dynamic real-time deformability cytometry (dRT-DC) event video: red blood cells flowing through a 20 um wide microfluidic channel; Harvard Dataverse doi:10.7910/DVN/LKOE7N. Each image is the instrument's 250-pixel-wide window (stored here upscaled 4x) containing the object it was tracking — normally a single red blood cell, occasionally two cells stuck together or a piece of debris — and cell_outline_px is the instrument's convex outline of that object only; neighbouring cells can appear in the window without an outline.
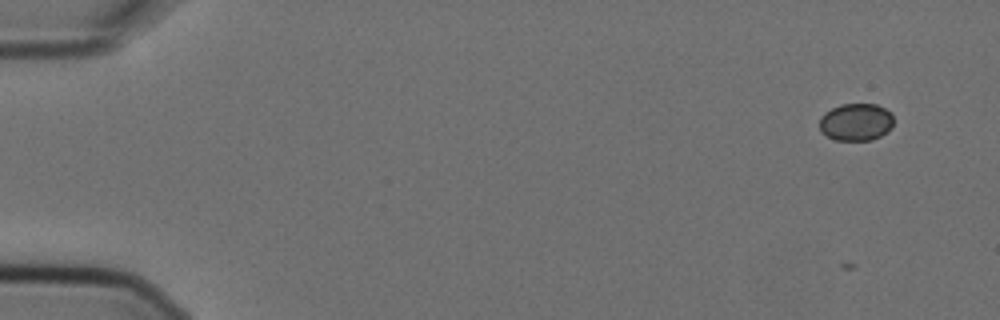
{"species": "Egyptian fruit bat (a non-hibernating species)", "species_latin": "Rousettus aegyptiacus", "temperature_condition": "cold", "stored_images_in_passage": 5, "camera_frame_rate_fps": 3000, "um_per_image_px": 0.085, "animal": {"sex": "female"}, "frame": {"image": 1, "passage_image": 2, "time_ms": 0.333, "image_size_px": [1000, 320], "cell_outline_px": [[892, 128], [888, 132], [872, 140], [836, 140], [820, 132], [820, 116], [824, 112], [840, 104], [876, 104], [892, 112]], "centroid_in_image_um": [72.76, 10.37], "position_along_channel_um": 12.2, "area_um2": 16.3}}